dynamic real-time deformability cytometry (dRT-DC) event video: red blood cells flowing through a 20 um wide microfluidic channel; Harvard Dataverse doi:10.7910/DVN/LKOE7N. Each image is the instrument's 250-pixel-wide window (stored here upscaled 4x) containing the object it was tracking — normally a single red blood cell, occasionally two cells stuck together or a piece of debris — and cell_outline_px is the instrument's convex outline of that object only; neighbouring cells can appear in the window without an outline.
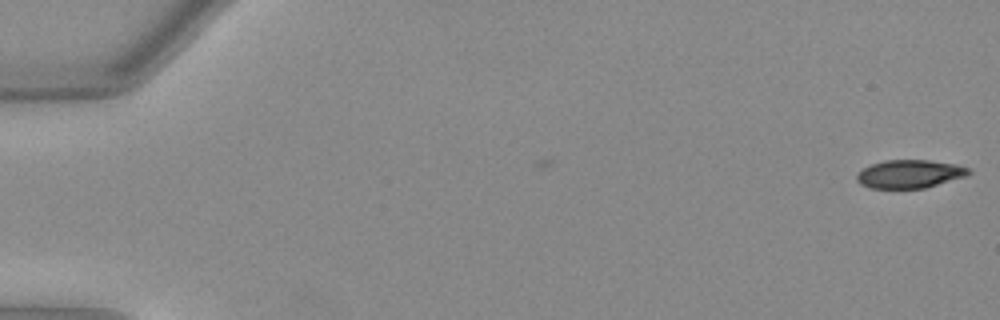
{"species": "Egyptian fruit bat (a non-hibernating species)", "species_latin": "Rousettus aegyptiacus", "temperature_condition": "warm", "stored_images_in_passage": 2, "camera_frame_rate_fps": 3000, "um_per_image_px": 0.085, "animal": {"sex": "female"}, "frame": {"image": 1, "passage_image": 2, "time_ms": 0.333, "image_size_px": [1000, 320], "cell_outline_px": [[972, 172], [968, 176], [924, 188], [872, 188], [860, 184], [856, 180], [856, 172], [872, 164], [884, 160], [928, 160], [956, 164], [968, 168]], "centroid_in_image_um": [77.32, 14.78], "position_along_channel_um": 7.7, "area_um2": 18.5}}